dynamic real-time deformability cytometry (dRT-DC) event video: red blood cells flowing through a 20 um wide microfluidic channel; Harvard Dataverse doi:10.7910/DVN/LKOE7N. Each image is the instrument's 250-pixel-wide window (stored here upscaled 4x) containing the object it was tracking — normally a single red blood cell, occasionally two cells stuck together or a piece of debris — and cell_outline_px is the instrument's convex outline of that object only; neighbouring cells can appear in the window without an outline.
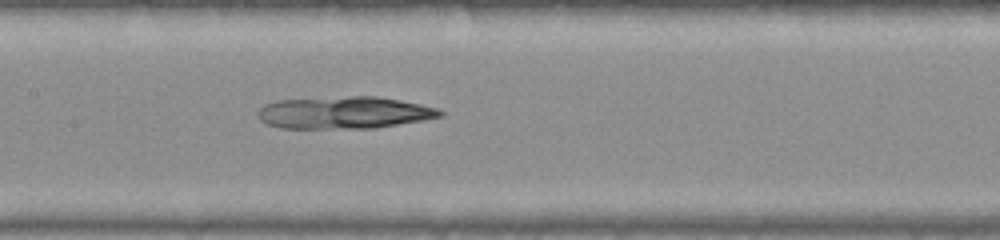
{"species": "common noctule bat (a hibernating species)", "species_latin": "Nyctalus noctula", "temperature_condition": "warm", "stored_images_in_passage": 38, "camera_frame_rate_fps": 3000, "um_per_image_px": 0.085, "animal": {"sex": "female", "body_mass_g": 22.0, "forearm_length_mm": 56.7}, "frame": {"image": 1, "passage_image": 11, "time_ms": 3.333, "image_size_px": [1000, 240], "cell_outline_px": [[444, 116], [424, 120], [376, 128], [280, 128], [268, 124], [260, 120], [256, 112], [264, 104], [276, 100], [348, 96], [376, 96], [400, 100], [440, 108], [444, 112]], "centroid_in_image_um": [29.28, 9.57], "position_along_channel_um": 178.1, "area_um2": 34.45}}
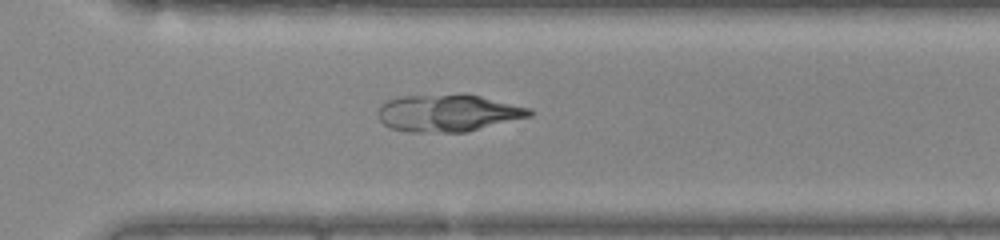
{"frame": {"image": 2, "passage_image": 23, "time_ms": 7.333, "image_size_px": [1000, 240], "cell_outline_px": [[532, 116], [468, 132], [404, 132], [388, 128], [380, 120], [376, 112], [380, 104], [396, 96], [464, 92], [532, 108]], "centroid_in_image_um": [38.06, 9.58], "position_along_channel_um": 332.5, "area_um2": 33.93}}
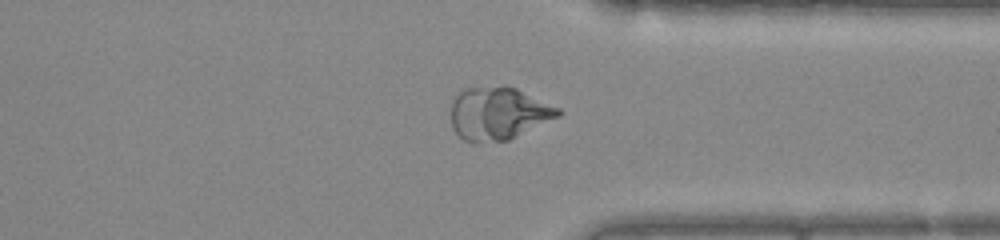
{"frame": {"image": 3, "passage_image": 26, "time_ms": 8.333, "image_size_px": [1000, 240], "cell_outline_px": [[564, 112], [560, 116], [508, 140], [464, 140], [452, 128], [452, 100], [464, 88], [516, 88], [560, 108]], "centroid_in_image_um": [42.39, 9.64], "position_along_channel_um": 369.0, "area_um2": 31.96}}